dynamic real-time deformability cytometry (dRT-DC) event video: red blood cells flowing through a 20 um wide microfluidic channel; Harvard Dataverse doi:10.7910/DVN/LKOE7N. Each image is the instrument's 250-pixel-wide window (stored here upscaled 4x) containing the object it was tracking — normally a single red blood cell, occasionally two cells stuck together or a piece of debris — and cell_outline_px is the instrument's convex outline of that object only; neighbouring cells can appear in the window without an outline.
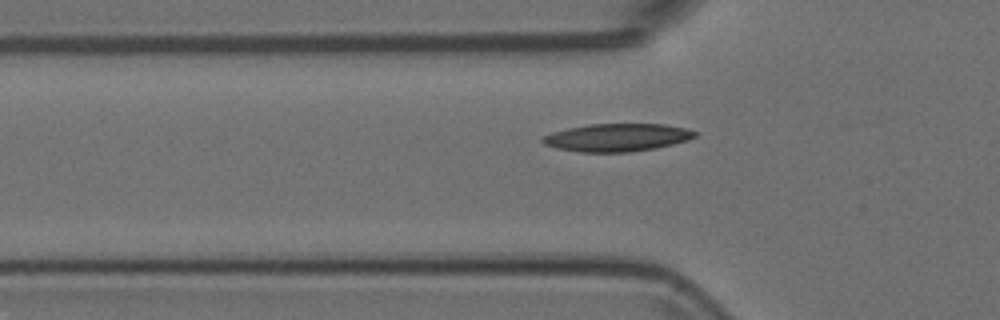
{"species": "Egyptian fruit bat (a non-hibernating species)", "species_latin": "Rousettus aegyptiacus", "temperature_condition": "room temperature", "stored_images_in_passage": 37, "camera_frame_rate_fps": 3000, "um_per_image_px": 0.085, "animal": {"sex": "female"}, "frame": {"image": 1, "passage_image": 5, "time_ms": 1.333, "image_size_px": [1000, 320], "cell_outline_px": [[700, 132], [696, 136], [688, 140], [656, 148], [628, 152], [580, 152], [556, 148], [544, 144], [540, 140], [544, 136], [552, 132], [568, 128], [588, 124], [664, 124], [684, 128]], "centroid_in_image_um": [52.46, 11.68], "position_along_channel_um": 73.3, "area_um2": 24.68}}
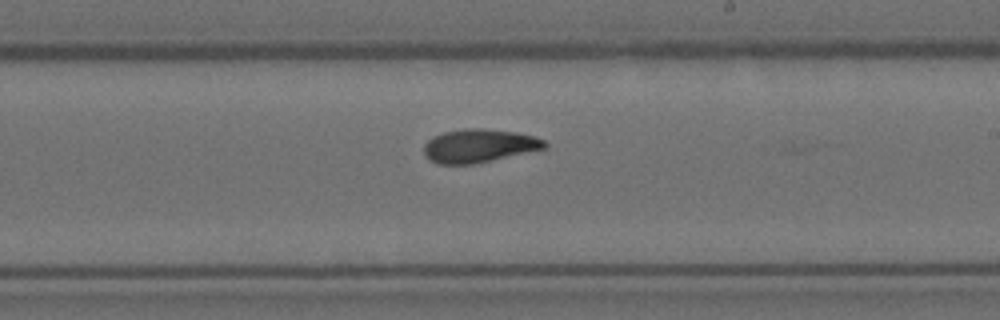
{"frame": {"image": 2, "passage_image": 19, "time_ms": 6.0, "image_size_px": [1000, 320], "cell_outline_px": [[548, 144], [544, 148], [472, 164], [436, 164], [428, 160], [424, 156], [424, 144], [432, 136], [444, 132], [464, 128], [484, 128], [516, 132], [536, 136], [544, 140]], "centroid_in_image_um": [40.66, 12.38], "position_along_channel_um": 248.3, "area_um2": 23.47}}
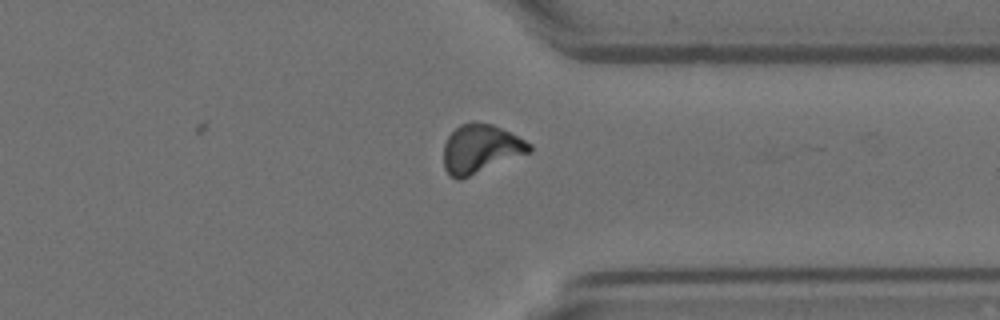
{"frame": {"image": 3, "passage_image": 29, "time_ms": 9.333, "image_size_px": [1000, 320], "cell_outline_px": [[532, 152], [460, 180], [456, 180], [444, 168], [444, 144], [448, 136], [460, 124], [472, 120], [492, 124], [532, 144]], "centroid_in_image_um": [40.85, 12.65], "position_along_channel_um": 370.6, "area_um2": 24.39}}